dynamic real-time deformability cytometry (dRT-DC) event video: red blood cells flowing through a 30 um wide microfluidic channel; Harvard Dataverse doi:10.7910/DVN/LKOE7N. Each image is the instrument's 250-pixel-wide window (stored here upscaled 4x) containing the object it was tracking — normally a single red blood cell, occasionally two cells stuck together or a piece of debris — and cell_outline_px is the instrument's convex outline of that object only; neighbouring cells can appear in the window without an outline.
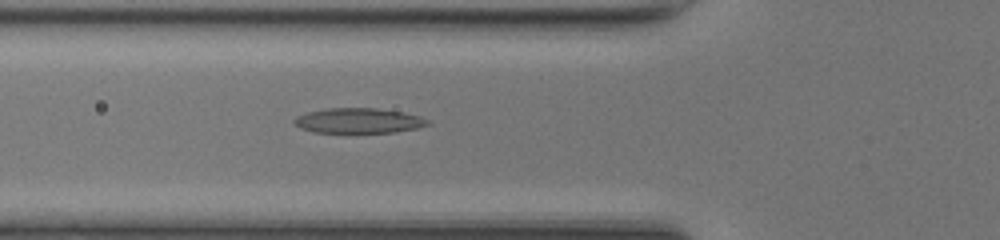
{"species": "common noctule bat (a hibernating species)", "species_latin": "Nyctalus noctula", "temperature_condition": "room temperature", "stored_images_in_passage": 41, "camera_frame_rate_fps": 3000, "um_per_image_px": 0.085, "animal": {"sex": "female", "body_mass_g": 17.0, "forearm_length_mm": 48.0}, "frame": {"image": 1, "passage_image": 10, "time_ms": 3.0, "image_size_px": [1000, 240], "cell_outline_px": [[432, 124], [416, 128], [396, 132], [312, 132], [300, 128], [292, 120], [296, 116], [308, 112], [324, 108], [376, 108], [404, 112], [420, 116], [428, 120]], "centroid_in_image_um": [30.48, 10.25], "position_along_channel_um": 95.3, "area_um2": 19.54}}
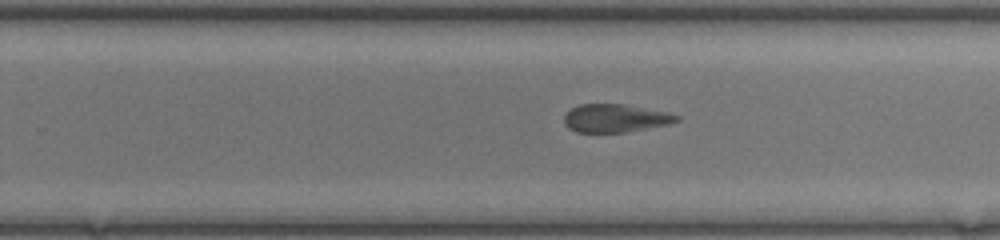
{"frame": {"image": 2, "passage_image": 23, "time_ms": 7.333, "image_size_px": [1000, 240], "cell_outline_px": [[680, 120], [668, 124], [624, 132], [576, 132], [568, 128], [564, 124], [564, 116], [572, 108], [580, 104], [624, 104], [668, 112], [680, 116]], "centroid_in_image_um": [52.29, 10.04], "position_along_channel_um": 277.5, "area_um2": 18.32}}
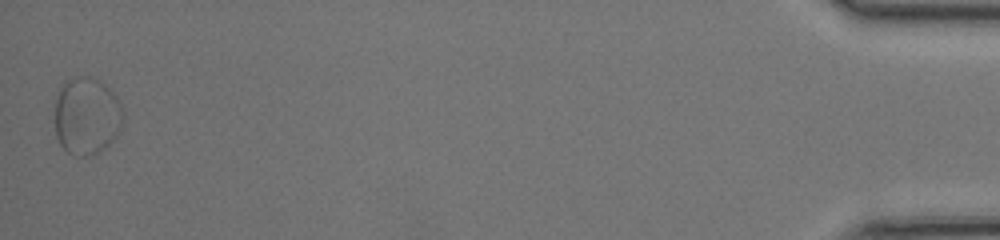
{"frame": {"image": 3, "passage_image": 41, "time_ms": 13.333, "image_size_px": [1000, 240], "cell_outline_px": [[124, 120], [116, 136], [104, 148], [92, 156], [80, 156], [68, 152], [60, 144], [56, 136], [56, 100], [60, 88], [64, 80], [80, 76], [88, 76], [100, 80], [112, 88], [120, 100], [124, 108]], "centroid_in_image_um": [7.42, 9.82], "position_along_channel_um": 427.8, "area_um2": 31.33}, "authors_computed_cell_mechanics": {"area_um2": 19.074, "velocity_mm_per_s": 4.2041, "shape_relaxation_time_tau1_ms": null, "shape_relaxation_time_tau2_ms": 4.0306, "deformation_change_tau1": null, "deformation_change_tau2": 0.1211}}